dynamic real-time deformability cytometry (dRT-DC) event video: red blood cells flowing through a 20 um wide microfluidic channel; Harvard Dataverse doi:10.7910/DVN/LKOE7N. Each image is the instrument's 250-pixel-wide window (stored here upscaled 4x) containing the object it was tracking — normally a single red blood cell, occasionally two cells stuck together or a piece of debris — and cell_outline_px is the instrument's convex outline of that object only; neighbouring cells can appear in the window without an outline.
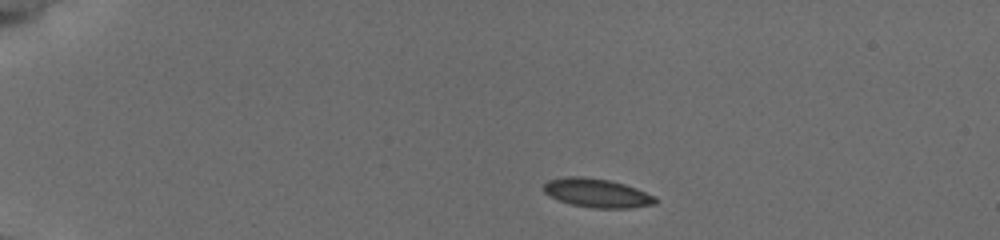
{"species": "common noctule bat (a hibernating species)", "species_latin": "Nyctalus noctula", "temperature_condition": "cold", "stored_images_in_passage": 46, "camera_frame_rate_fps": 3000, "um_per_image_px": 0.085, "animal": {"sex": "female", "body_mass_g": 19.5, "forearm_length_mm": 54.1}, "frame": {"image": 1, "passage_image": 1, "time_ms": 0.0, "image_size_px": [1000, 240], "cell_outline_px": [[656, 204], [628, 208], [592, 208], [572, 204], [560, 200], [544, 192], [544, 184], [548, 180], [564, 176], [580, 176], [608, 180], [624, 184], [636, 188], [656, 196]], "centroid_in_image_um": [50.76, 16.4], "position_along_channel_um": 34.2, "area_um2": 18.61}}
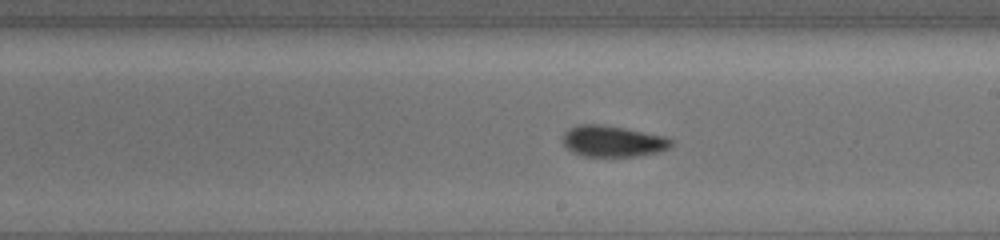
{"frame": {"image": 2, "passage_image": 19, "time_ms": 7.333, "image_size_px": [1000, 240], "cell_outline_px": [[676, 140], [668, 148], [660, 152], [636, 156], [584, 156], [572, 152], [560, 140], [564, 132], [568, 128], [576, 124], [604, 124], [664, 136]], "centroid_in_image_um": [52.06, 11.99], "position_along_channel_um": 236.9, "area_um2": 19.94}}
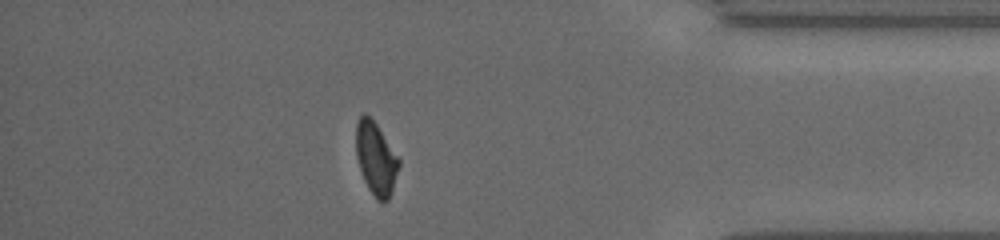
{"frame": {"image": 3, "passage_image": 39, "time_ms": 12.333, "image_size_px": [1000, 240], "cell_outline_px": [[400, 164], [392, 192], [388, 200], [376, 200], [368, 188], [364, 180], [356, 156], [356, 124], [360, 116], [364, 112], [376, 124], [400, 160]], "centroid_in_image_um": [31.95, 13.49], "position_along_channel_um": 403.3, "area_um2": 17.92}, "authors_computed_cell_mechanics": {"area_um2": 19.2474, "velocity_mm_per_s": 3.8262, "shape_relaxation_time_tau1_ms": 4.5542, "shape_relaxation_time_tau2_ms": 2.3281, "deformation_change_tau1": 0.1077, "deformation_change_tau2": 0.0502}}